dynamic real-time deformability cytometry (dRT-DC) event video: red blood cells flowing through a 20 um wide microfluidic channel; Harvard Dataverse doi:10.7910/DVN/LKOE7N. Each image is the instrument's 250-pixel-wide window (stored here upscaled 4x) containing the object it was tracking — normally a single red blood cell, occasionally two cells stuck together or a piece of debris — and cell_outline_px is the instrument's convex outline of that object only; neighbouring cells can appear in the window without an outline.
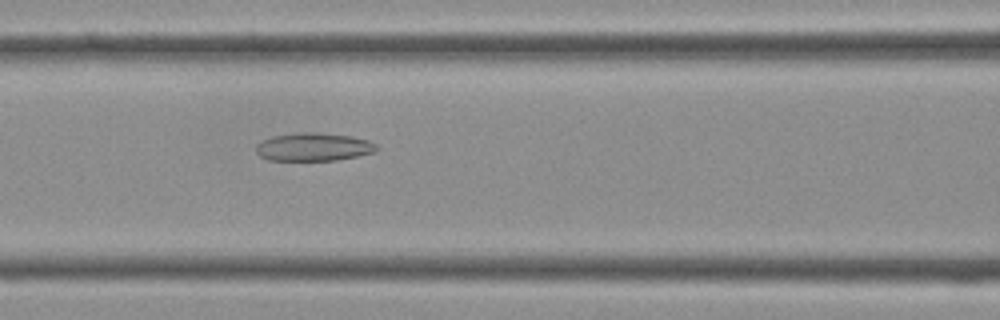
{"species": "Egyptian fruit bat (a non-hibernating species)", "species_latin": "Rousettus aegyptiacus", "temperature_condition": "cold", "stored_images_in_passage": 39, "camera_frame_rate_fps": 3000, "um_per_image_px": 0.085, "frame": {"image": 1, "passage_image": 16, "time_ms": 5.0, "image_size_px": [1000, 320], "cell_outline_px": [[380, 148], [376, 152], [336, 160], [268, 160], [260, 156], [256, 152], [256, 144], [260, 140], [272, 136], [296, 132], [312, 132], [352, 136], [368, 140], [376, 144]], "centroid_in_image_um": [26.64, 12.48], "position_along_channel_um": 140.0, "area_um2": 19.94}}
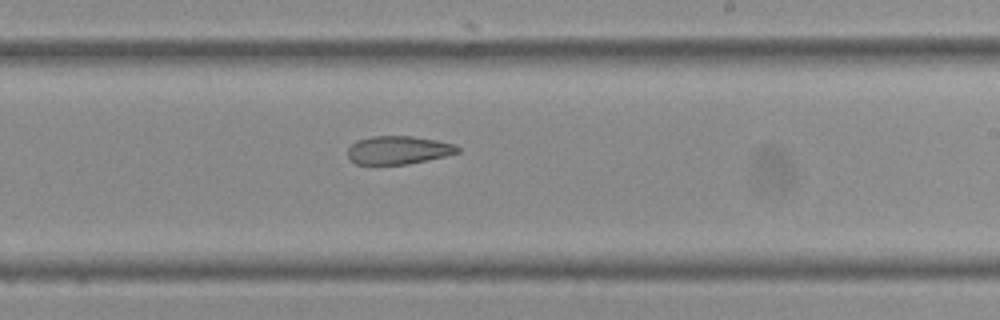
{"frame": {"image": 2, "passage_image": 23, "time_ms": 7.333, "image_size_px": [1000, 320], "cell_outline_px": [[460, 152], [444, 156], [408, 164], [356, 164], [348, 156], [348, 148], [356, 140], [372, 136], [412, 136], [436, 140], [456, 144], [460, 148]], "centroid_in_image_um": [33.87, 12.75], "position_along_channel_um": 255.1, "area_um2": 18.03}}
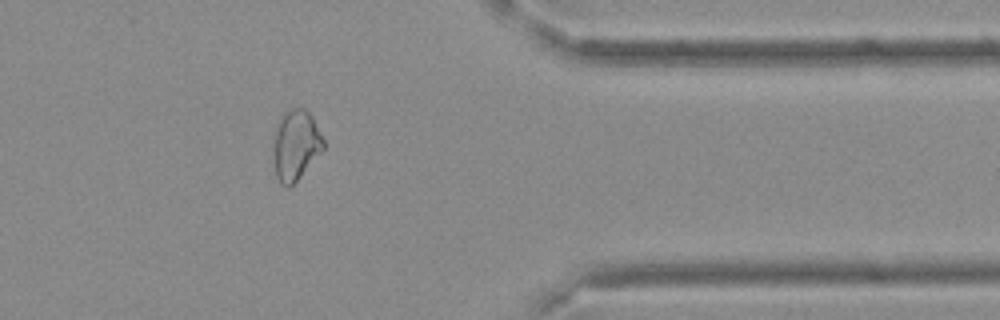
{"frame": {"image": 3, "passage_image": 32, "time_ms": 10.333, "image_size_px": [1000, 320], "cell_outline_px": [[324, 148], [300, 176], [288, 188], [284, 188], [280, 184], [276, 176], [272, 156], [272, 132], [280, 116], [288, 108], [304, 108], [312, 116], [324, 140]], "centroid_in_image_um": [25.06, 12.31], "position_along_channel_um": 386.3, "area_um2": 20.98}}